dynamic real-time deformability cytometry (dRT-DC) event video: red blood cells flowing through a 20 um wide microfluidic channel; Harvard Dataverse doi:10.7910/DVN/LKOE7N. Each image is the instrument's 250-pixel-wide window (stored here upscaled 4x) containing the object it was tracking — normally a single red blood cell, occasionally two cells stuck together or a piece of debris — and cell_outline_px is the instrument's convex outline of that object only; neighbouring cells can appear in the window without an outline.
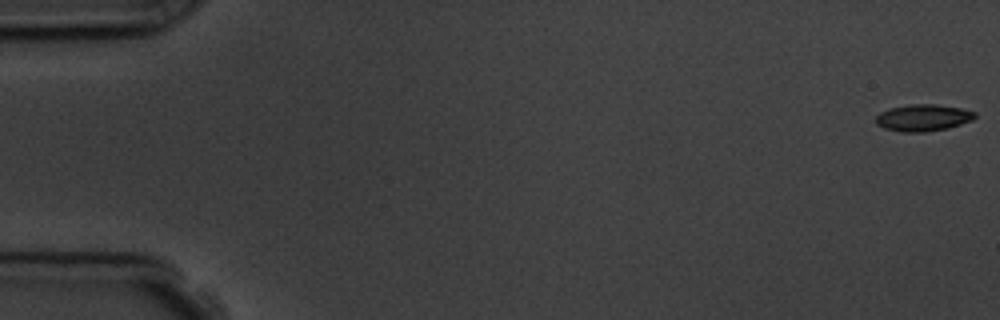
{"species": "common noctule bat (a hibernating species)", "species_latin": "Nyctalus noctula", "temperature_condition": "room temperature", "stored_images_in_passage": 8, "camera_frame_rate_fps": 3000, "um_per_image_px": 0.085, "animal": {"sex": "male", "body_mass_g": 19.5, "forearm_length_mm": 54.6}, "frame": {"image": 1, "passage_image": 1, "time_ms": 0.0, "image_size_px": [1000, 320], "cell_outline_px": [[976, 116], [972, 120], [960, 124], [944, 128], [924, 132], [900, 132], [884, 128], [876, 124], [876, 116], [880, 112], [888, 108], [912, 104], [936, 104], [960, 108], [976, 112]], "centroid_in_image_um": [78.42, 10.0], "position_along_channel_um": 6.6, "area_um2": 15.37}}
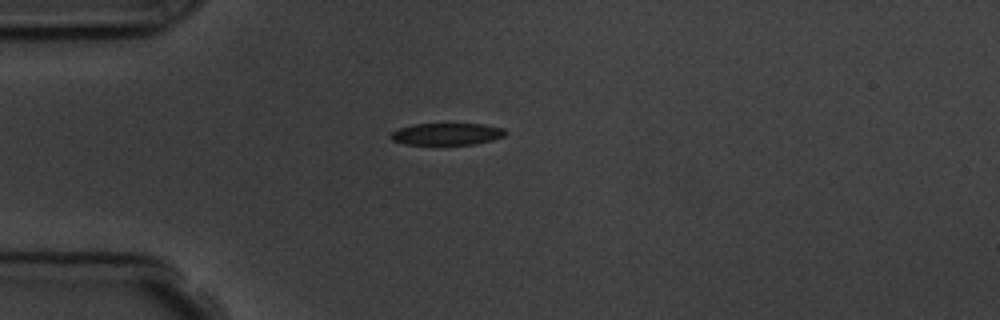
{"frame": {"image": 2, "passage_image": 5, "time_ms": 4.667, "image_size_px": [1000, 320], "cell_outline_px": [[508, 132], [504, 136], [492, 140], [472, 144], [404, 144], [392, 140], [388, 136], [392, 132], [400, 128], [412, 124], [480, 124], [504, 128]], "centroid_in_image_um": [37.97, 11.39], "position_along_channel_um": 47.0, "area_um2": 14.57}}